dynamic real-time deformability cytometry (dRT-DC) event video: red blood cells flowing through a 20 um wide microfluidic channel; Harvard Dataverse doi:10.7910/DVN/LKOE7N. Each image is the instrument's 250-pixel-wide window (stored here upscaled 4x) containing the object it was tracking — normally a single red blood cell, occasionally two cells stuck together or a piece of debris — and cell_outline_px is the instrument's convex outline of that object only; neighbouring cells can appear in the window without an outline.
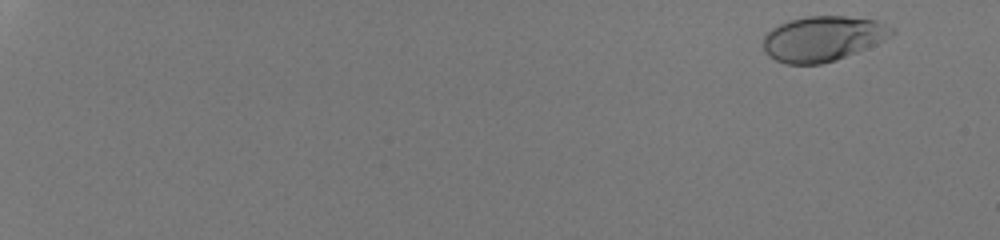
{"species": "human", "species_latin": "Homo sapiens", "temperature_condition": "room temperature", "stored_images_in_passage": 51, "camera_frame_rate_fps": 3000, "um_per_image_px": 0.085, "donor": {"sex": "male"}, "frame": {"image": 1, "passage_image": 3, "time_ms": 0.667, "image_size_px": [1000, 240], "cell_outline_px": [[896, 32], [884, 40], [856, 52], [836, 60], [820, 64], [784, 64], [768, 56], [764, 52], [764, 36], [772, 28], [788, 20], [808, 16], [844, 16], [876, 20], [892, 28]], "centroid_in_image_um": [69.91, 3.28], "position_along_channel_um": 15.1, "area_um2": 33.64}}
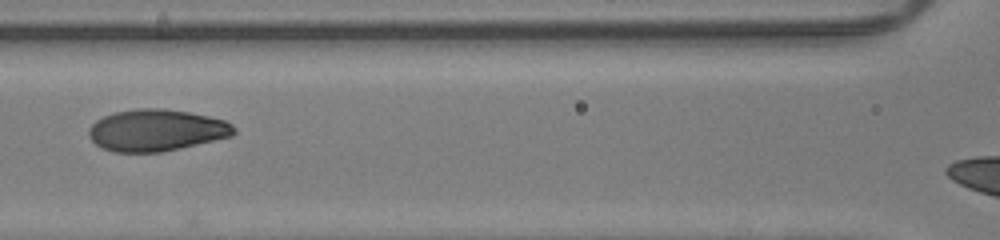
{"frame": {"image": 2, "passage_image": 30, "time_ms": 9.667, "image_size_px": [1000, 240], "cell_outline_px": [[236, 132], [232, 136], [180, 148], [160, 152], [112, 152], [100, 148], [88, 136], [88, 128], [96, 120], [104, 116], [116, 112], [136, 108], [164, 108], [188, 112], [208, 116], [224, 120], [232, 124], [236, 128]], "centroid_in_image_um": [13.27, 11.07], "position_along_channel_um": 153.3, "area_um2": 35.43}}
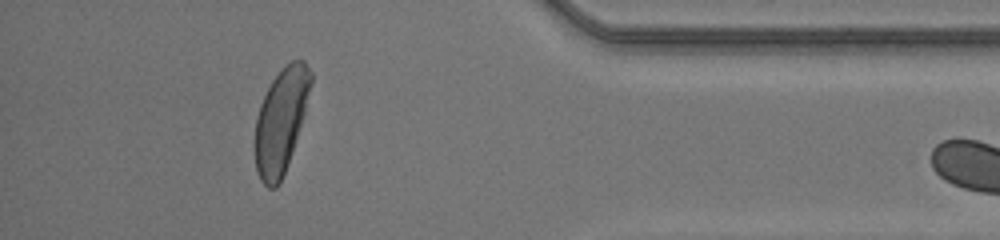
{"frame": {"image": 3, "passage_image": 50, "time_ms": 16.333, "image_size_px": [1000, 240], "cell_outline_px": [[312, 84], [304, 112], [292, 152], [284, 172], [276, 188], [268, 188], [260, 180], [256, 172], [256, 116], [260, 104], [272, 80], [292, 60], [304, 60], [312, 72]], "centroid_in_image_um": [23.88, 10.25], "position_along_channel_um": 411.3, "area_um2": 33.18}}